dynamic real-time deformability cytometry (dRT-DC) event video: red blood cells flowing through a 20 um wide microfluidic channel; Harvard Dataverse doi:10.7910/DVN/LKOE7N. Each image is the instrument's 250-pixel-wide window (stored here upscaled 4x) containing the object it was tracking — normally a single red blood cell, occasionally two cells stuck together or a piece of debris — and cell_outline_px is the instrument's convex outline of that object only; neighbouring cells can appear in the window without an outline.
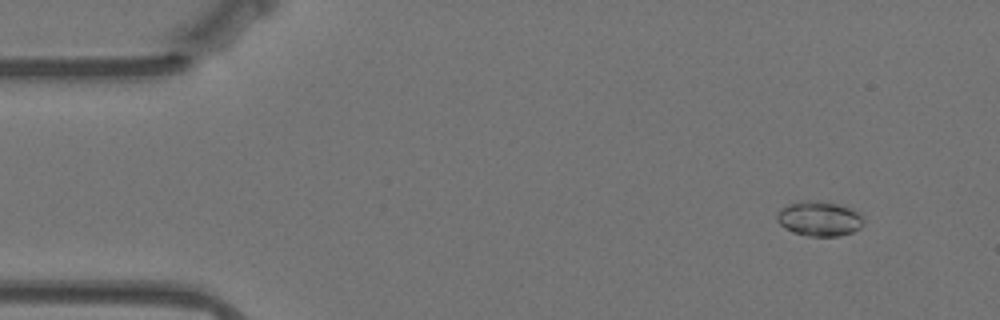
{"species": "Egyptian fruit bat (a non-hibernating species)", "species_latin": "Rousettus aegyptiacus", "temperature_condition": "warm", "stored_images_in_passage": 58, "segment_of_instrument_passage": [1, 2], "camera_frame_rate_fps": 3000, "um_per_image_px": 0.085, "animal": {"sex": "female"}, "frame": {"image": 1, "passage_image": 5, "time_ms": 1.333, "image_size_px": [1000, 320], "cell_outline_px": [[864, 224], [860, 228], [852, 232], [836, 236], [808, 236], [792, 232], [784, 228], [776, 220], [776, 216], [780, 208], [788, 204], [836, 204], [860, 212], [864, 216]], "centroid_in_image_um": [69.67, 18.66], "position_along_channel_um": 15.3, "area_um2": 16.88}}
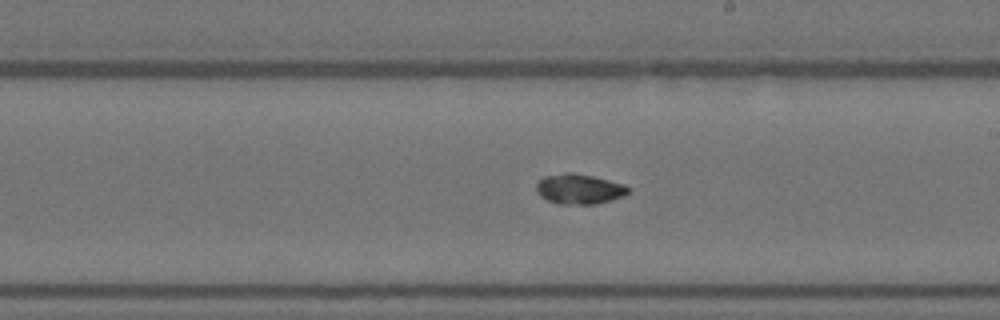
{"frame": {"image": 2, "passage_image": 32, "time_ms": 10.333, "image_size_px": [1000, 320], "cell_outline_px": [[632, 188], [624, 196], [612, 200], [596, 204], [556, 204], [540, 196], [536, 192], [536, 184], [544, 176], [564, 172], [572, 172], [592, 176], [608, 180]], "centroid_in_image_um": [49.21, 16.07], "position_along_channel_um": 239.8, "area_um2": 16.18}}
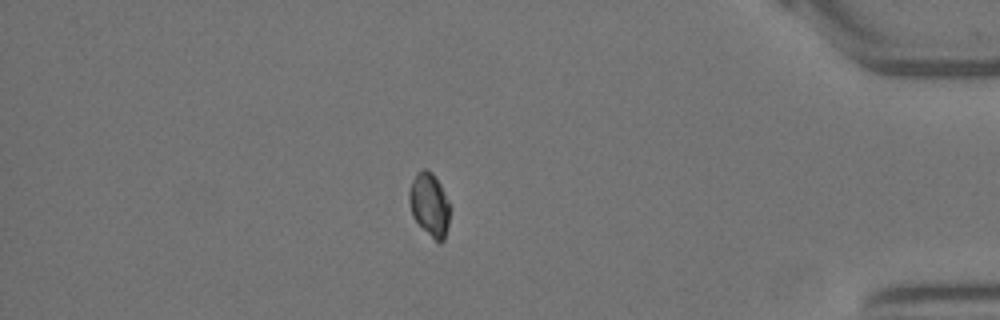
{"frame": {"image": 3, "passage_image": 49, "time_ms": 16.0, "image_size_px": [1000, 320], "cell_outline_px": [[448, 224], [444, 240], [440, 244], [412, 216], [408, 200], [408, 192], [412, 180], [416, 172], [424, 168], [432, 172], [440, 184], [444, 192], [448, 204]], "centroid_in_image_um": [36.47, 17.34], "position_along_channel_um": 398.7, "area_um2": 14.68}}